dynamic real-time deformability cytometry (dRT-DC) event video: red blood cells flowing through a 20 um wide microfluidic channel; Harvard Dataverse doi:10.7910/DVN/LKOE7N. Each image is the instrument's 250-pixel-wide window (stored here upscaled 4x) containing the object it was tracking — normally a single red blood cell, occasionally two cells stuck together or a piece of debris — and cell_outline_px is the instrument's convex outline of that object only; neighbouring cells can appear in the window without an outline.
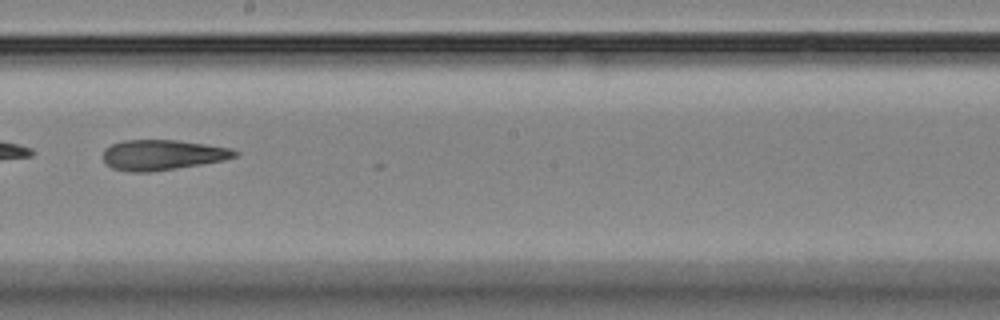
{"species": "Egyptian fruit bat (a non-hibernating species)", "species_latin": "Rousettus aegyptiacus", "temperature_condition": "room temperature", "stored_images_in_passage": 13, "camera_frame_rate_fps": 3000, "um_per_image_px": 0.085, "animal": {"sex": "female"}, "frame": {"image": 1, "passage_image": 8, "time_ms": 9.667, "image_size_px": [1000, 320], "cell_outline_px": [[240, 152], [236, 156], [224, 160], [176, 168], [148, 172], [128, 172], [112, 168], [104, 160], [104, 148], [112, 144], [124, 140], [176, 140], [232, 148]], "centroid_in_image_um": [13.81, 13.16], "position_along_channel_um": 234.4, "area_um2": 23.12}}
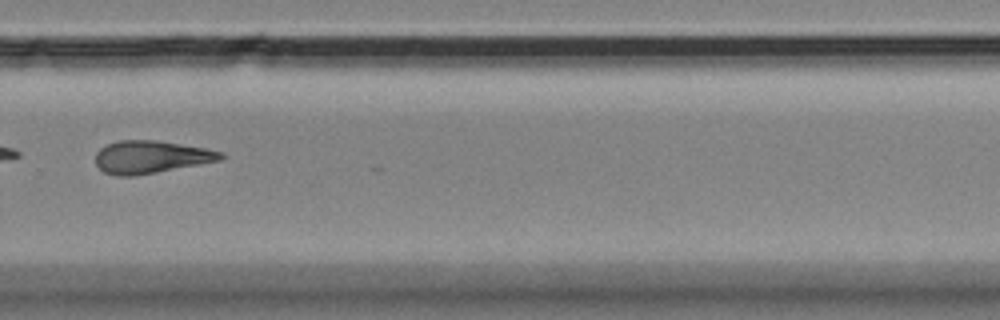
{"frame": {"image": 2, "passage_image": 10, "time_ms": 12.0, "image_size_px": [1000, 320], "cell_outline_px": [[228, 156], [220, 160], [136, 176], [116, 176], [104, 172], [96, 164], [96, 152], [100, 148], [108, 144], [120, 140], [156, 140], [208, 148], [224, 152]], "centroid_in_image_um": [12.86, 13.34], "position_along_channel_um": 316.9, "area_um2": 23.93}}
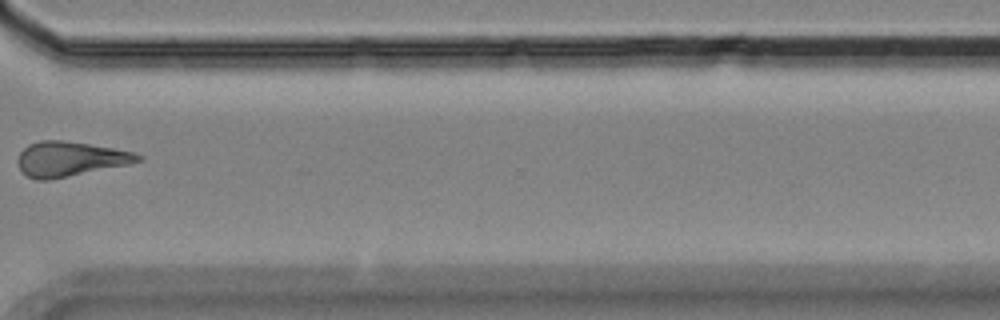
{"frame": {"image": 3, "passage_image": 11, "time_ms": 13.333, "image_size_px": [1000, 320], "cell_outline_px": [[144, 160], [128, 164], [48, 180], [36, 180], [28, 176], [20, 168], [16, 160], [20, 152], [28, 144], [40, 140], [64, 140], [136, 152], [144, 156]], "centroid_in_image_um": [5.96, 13.5], "position_along_channel_um": 364.6, "area_um2": 24.22}, "authors_computed_cell_mechanics": {"area_um2": 23.9292, "velocity_mm_per_s": 3.5577, "shape_relaxation_time_tau1_ms": null, "shape_relaxation_time_tau2_ms": 6.4236, "deformation_change_tau1": null, "deformation_change_tau2": 0.1672}}